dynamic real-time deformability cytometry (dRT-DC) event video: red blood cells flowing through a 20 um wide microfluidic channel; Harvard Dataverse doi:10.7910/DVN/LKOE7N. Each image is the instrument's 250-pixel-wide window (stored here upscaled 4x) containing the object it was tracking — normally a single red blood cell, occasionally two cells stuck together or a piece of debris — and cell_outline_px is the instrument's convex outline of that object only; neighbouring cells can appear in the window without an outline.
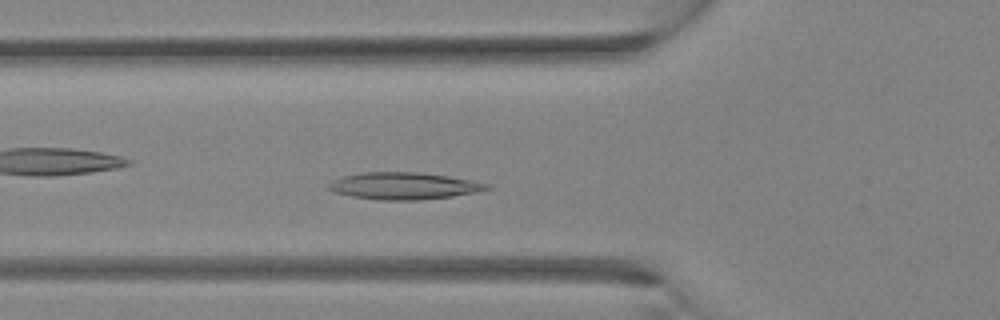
{"species": "Egyptian fruit bat (a non-hibernating species)", "species_latin": "Rousettus aegyptiacus", "temperature_condition": "room temperature", "stored_images_in_passage": 28, "camera_frame_rate_fps": 3000, "um_per_image_px": 0.085, "animal": {"sex": "female"}, "frame": {"image": 1, "passage_image": 7, "time_ms": 2.0, "image_size_px": [1000, 320], "cell_outline_px": [[492, 188], [480, 192], [452, 196], [416, 200], [380, 200], [352, 196], [336, 192], [328, 188], [328, 184], [332, 180], [344, 176], [360, 172], [416, 172], [448, 176], [492, 184]], "centroid_in_image_um": [34.37, 15.8], "position_along_channel_um": 91.4, "area_um2": 24.85}}
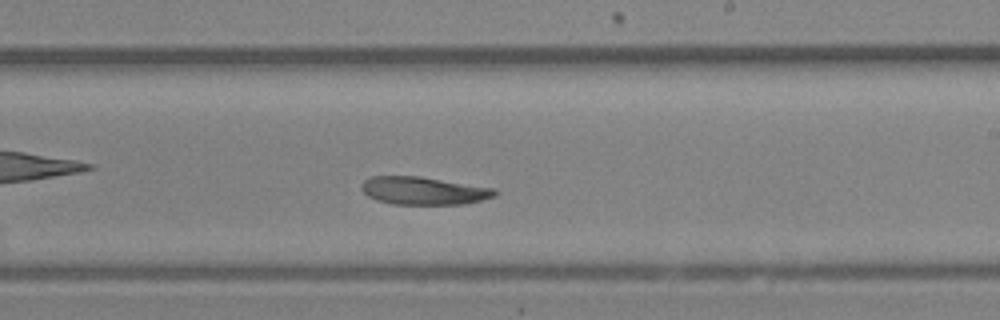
{"frame": {"image": 2, "passage_image": 15, "time_ms": 4.667, "image_size_px": [1000, 320], "cell_outline_px": [[496, 196], [480, 200], [460, 204], [392, 204], [376, 200], [368, 196], [360, 188], [364, 180], [372, 176], [420, 176], [496, 188]], "centroid_in_image_um": [35.99, 16.2], "position_along_channel_um": 253.0, "area_um2": 21.62}}
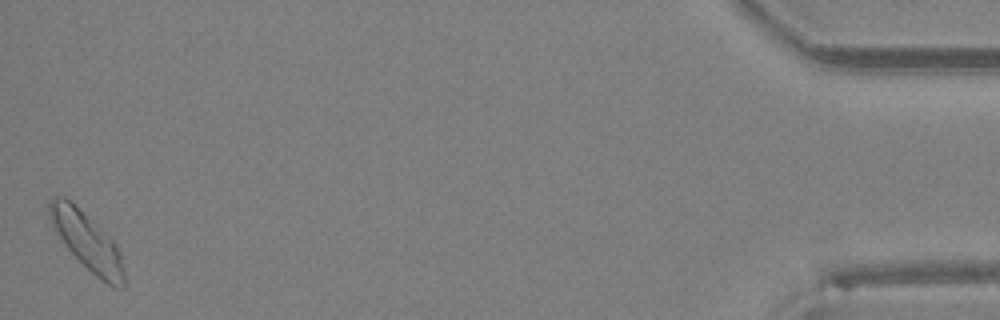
{"frame": {"image": 3, "passage_image": 28, "time_ms": 9.0, "image_size_px": [1000, 320], "cell_outline_px": [[124, 288], [112, 288], [96, 276], [64, 244], [52, 228], [48, 216], [48, 204], [52, 196], [64, 196], [112, 236], [120, 252], [124, 272]], "centroid_in_image_um": [7.4, 20.49], "position_along_channel_um": 427.8, "area_um2": 25.2}}